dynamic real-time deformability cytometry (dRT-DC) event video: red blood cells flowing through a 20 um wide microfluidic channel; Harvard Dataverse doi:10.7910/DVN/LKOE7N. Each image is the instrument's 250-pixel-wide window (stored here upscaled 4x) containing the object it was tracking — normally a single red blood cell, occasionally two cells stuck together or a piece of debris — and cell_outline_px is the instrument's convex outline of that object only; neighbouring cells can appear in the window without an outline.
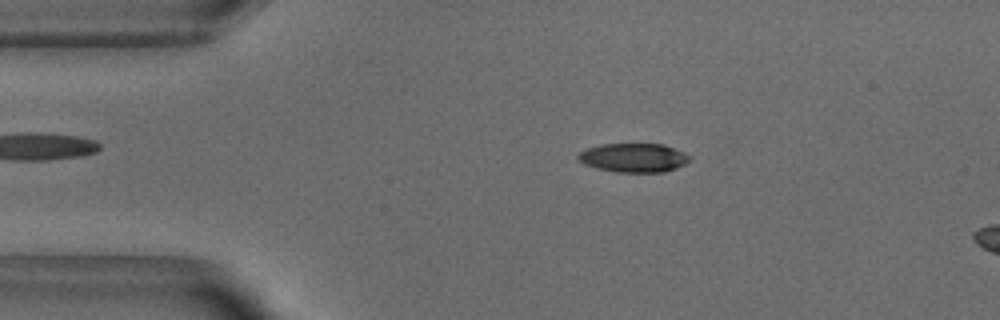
{"species": "common noctule bat (a hibernating species)", "species_latin": "Nyctalus noctula", "temperature_condition": "warm", "stored_images_in_passage": 44, "camera_frame_rate_fps": 3000, "um_per_image_px": 0.085, "animal": {"sex": "male", "body_mass_g": 18.8}, "frame": {"image": 1, "passage_image": 9, "time_ms": 2.667, "image_size_px": [1000, 320], "cell_outline_px": [[692, 160], [676, 168], [664, 172], [616, 172], [596, 168], [584, 164], [576, 156], [580, 152], [588, 148], [600, 144], [664, 144], [684, 152], [692, 156]], "centroid_in_image_um": [53.89, 13.4], "position_along_channel_um": 31.1, "area_um2": 18.9}}
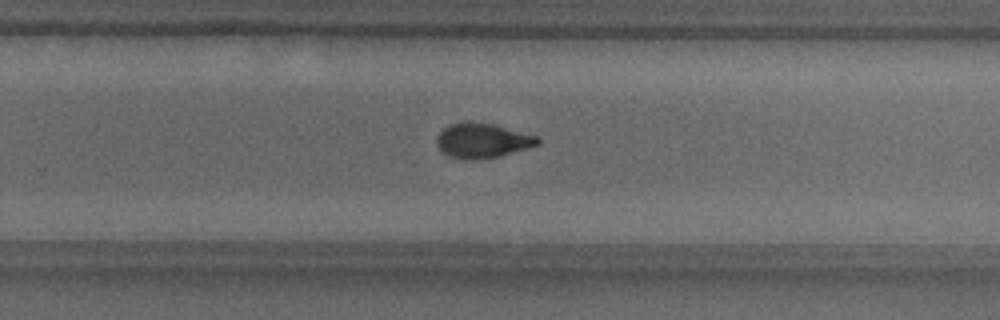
{"frame": {"image": 2, "passage_image": 32, "time_ms": 10.333, "image_size_px": [1000, 320], "cell_outline_px": [[540, 144], [528, 148], [500, 156], [480, 160], [464, 160], [448, 156], [436, 144], [436, 136], [448, 124], [464, 120], [472, 120], [492, 124], [536, 136], [540, 140]], "centroid_in_image_um": [40.96, 11.94], "position_along_channel_um": 288.8, "area_um2": 20.75}}
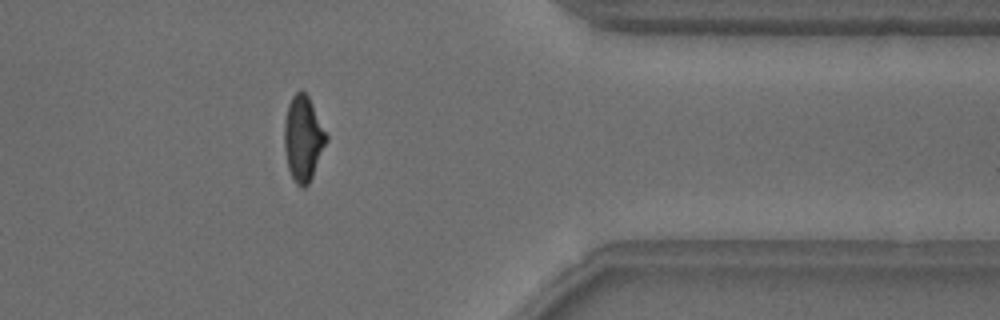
{"frame": {"image": 3, "passage_image": 41, "time_ms": 13.333, "image_size_px": [1000, 320], "cell_outline_px": [[328, 140], [312, 176], [308, 184], [304, 188], [300, 188], [296, 184], [288, 168], [284, 148], [284, 124], [288, 104], [292, 96], [300, 88], [308, 96], [328, 136]], "centroid_in_image_um": [25.76, 11.77], "position_along_channel_um": 385.6, "area_um2": 20.81}, "authors_computed_cell_mechanics": {"area_um2": 20.4612, "velocity_mm_per_s": 3.865, "shape_relaxation_time_tau1_ms": 2.6522, "shape_relaxation_time_tau2_ms": 1.9464, "deformation_change_tau1": 0.1845, "deformation_change_tau2": 0.0803}}